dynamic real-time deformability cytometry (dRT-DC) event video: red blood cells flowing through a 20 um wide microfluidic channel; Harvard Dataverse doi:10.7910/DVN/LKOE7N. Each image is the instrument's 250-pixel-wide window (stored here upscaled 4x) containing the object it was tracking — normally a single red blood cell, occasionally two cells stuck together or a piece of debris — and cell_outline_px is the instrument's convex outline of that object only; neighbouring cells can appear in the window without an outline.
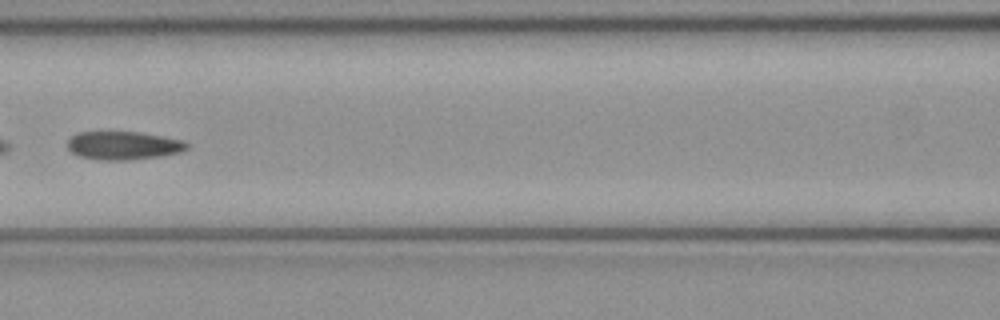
{"species": "common noctule bat (a hibernating species)", "species_latin": "Nyctalus noctula", "temperature_condition": "cold", "stored_images_in_passage": 7, "camera_frame_rate_fps": 3000, "um_per_image_px": 0.085, "animal": {"sex": "female", "body_mass_g": 21.9}, "frame": {"image": 1, "passage_image": 7, "time_ms": 2.0, "image_size_px": [1000, 320], "cell_outline_px": [[188, 148], [180, 152], [160, 156], [128, 160], [96, 160], [80, 156], [72, 152], [68, 148], [68, 140], [76, 132], [140, 132], [184, 140], [188, 144]], "centroid_in_image_um": [10.49, 12.37], "position_along_channel_um": 156.1, "area_um2": 19.71}}